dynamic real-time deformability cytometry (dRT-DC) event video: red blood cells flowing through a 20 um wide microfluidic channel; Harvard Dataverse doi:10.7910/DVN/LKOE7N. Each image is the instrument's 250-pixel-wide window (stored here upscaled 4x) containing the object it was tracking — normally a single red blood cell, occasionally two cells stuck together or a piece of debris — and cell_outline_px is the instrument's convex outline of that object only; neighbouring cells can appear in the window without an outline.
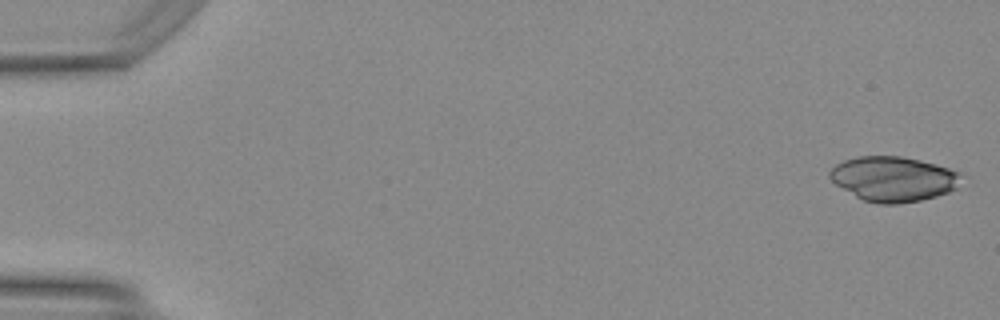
{"species": "Egyptian fruit bat (a non-hibernating species)", "species_latin": "Rousettus aegyptiacus", "temperature_condition": "warm", "stored_images_in_passage": 17, "camera_frame_rate_fps": 3000, "um_per_image_px": 0.085, "animal": {"sex": "female"}, "frame": {"image": 1, "passage_image": 1, "time_ms": 0.0, "image_size_px": [1000, 320], "cell_outline_px": [[960, 176], [956, 188], [948, 192], [936, 196], [920, 200], [900, 204], [880, 204], [864, 200], [856, 196], [836, 184], [828, 176], [828, 172], [836, 164], [844, 160], [856, 156], [900, 156], [920, 160], [936, 164], [960, 172]], "centroid_in_image_um": [75.91, 15.2], "position_along_channel_um": 9.1, "area_um2": 34.22}}
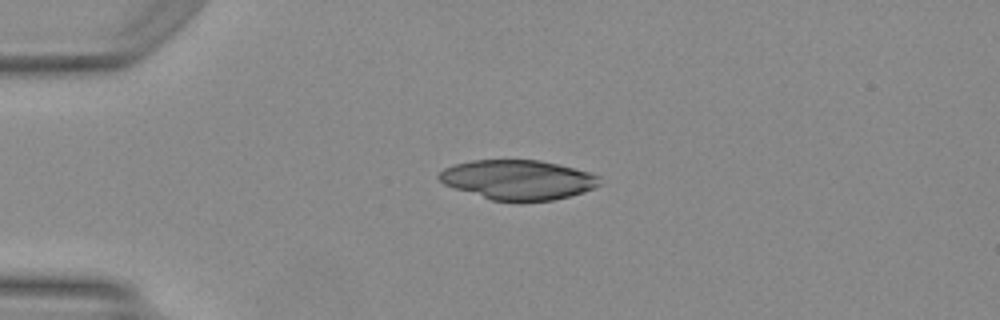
{"frame": {"image": 2, "passage_image": 12, "time_ms": 3.667, "image_size_px": [1000, 320], "cell_outline_px": [[600, 184], [584, 192], [552, 200], [492, 200], [444, 184], [436, 176], [444, 168], [456, 164], [472, 160], [540, 160], [588, 172], [600, 176]], "centroid_in_image_um": [44.02, 15.26], "position_along_channel_um": 41.0, "area_um2": 36.41}}